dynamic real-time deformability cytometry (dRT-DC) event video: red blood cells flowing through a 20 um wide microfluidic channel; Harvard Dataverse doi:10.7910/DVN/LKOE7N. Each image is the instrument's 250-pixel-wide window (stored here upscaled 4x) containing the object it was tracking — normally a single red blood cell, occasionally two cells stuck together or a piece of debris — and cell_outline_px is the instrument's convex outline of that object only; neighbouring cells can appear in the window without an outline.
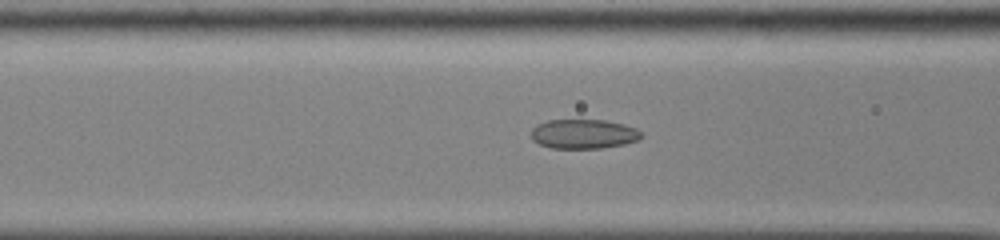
{"species": "common noctule bat (a hibernating species)", "species_latin": "Nyctalus noctula", "temperature_condition": "cold", "stored_images_in_passage": 55, "camera_frame_rate_fps": 3000, "um_per_image_px": 0.085, "animal": {"sex": "male", "body_mass_g": 13.0, "forearm_length_mm": 53.1}, "frame": {"image": 1, "passage_image": 24, "time_ms": 7.667, "image_size_px": [1000, 240], "cell_outline_px": [[644, 136], [640, 140], [624, 144], [600, 148], [552, 148], [540, 144], [532, 140], [532, 128], [536, 124], [548, 120], [604, 120], [624, 124], [636, 128]], "centroid_in_image_um": [49.62, 11.38], "position_along_channel_um": 117.0, "area_um2": 18.96}}
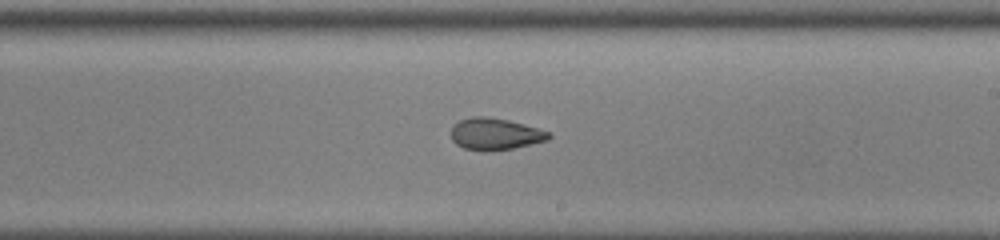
{"frame": {"image": 2, "passage_image": 34, "time_ms": 11.0, "image_size_px": [1000, 240], "cell_outline_px": [[552, 136], [548, 140], [532, 144], [512, 148], [488, 152], [464, 148], [456, 144], [452, 140], [452, 128], [460, 120], [472, 116], [484, 116], [508, 120], [524, 124], [552, 132]], "centroid_in_image_um": [42.12, 11.4], "position_along_channel_um": 246.9, "area_um2": 18.15}}
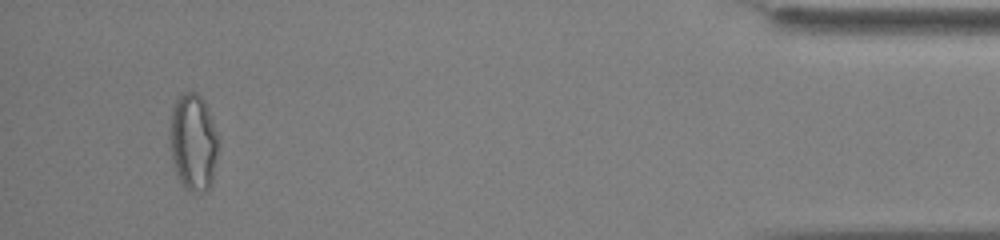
{"frame": {"image": 3, "passage_image": 52, "time_ms": 17.0, "image_size_px": [1000, 240], "cell_outline_px": [[220, 140], [212, 180], [208, 188], [204, 192], [192, 192], [184, 188], [176, 172], [172, 160], [168, 136], [168, 132], [172, 108], [180, 92], [192, 88], [204, 100], [208, 108]], "centroid_in_image_um": [16.41, 12.02], "position_along_channel_um": 418.8, "area_um2": 28.21}, "authors_computed_cell_mechanics": {"area_um2": 21.2126, "velocity_mm_per_s": 3.9023, "shape_relaxation_time_tau1_ms": null, "shape_relaxation_time_tau2_ms": 1.4542, "deformation_change_tau1": null, "deformation_change_tau2": 0.0665}}